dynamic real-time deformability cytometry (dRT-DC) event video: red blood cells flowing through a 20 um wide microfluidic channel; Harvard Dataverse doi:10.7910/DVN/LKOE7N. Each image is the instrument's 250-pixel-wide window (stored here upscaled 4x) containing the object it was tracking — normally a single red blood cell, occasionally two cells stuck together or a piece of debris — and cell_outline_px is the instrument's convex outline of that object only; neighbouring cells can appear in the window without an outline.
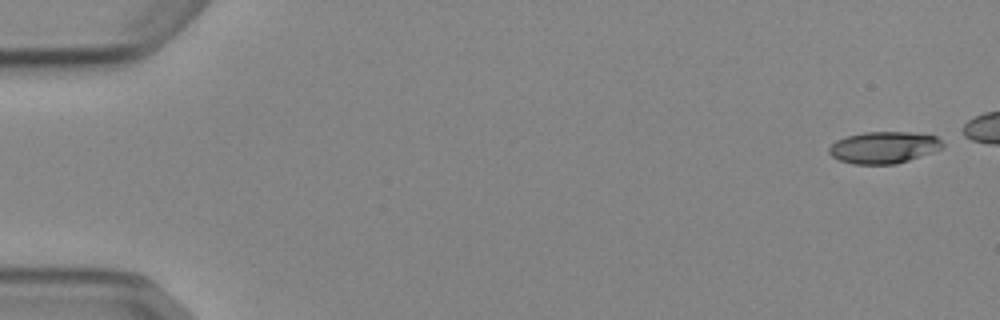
{"species": "Egyptian fruit bat (a non-hibernating species)", "species_latin": "Rousettus aegyptiacus", "temperature_condition": "cold", "stored_images_in_passage": 4, "camera_frame_rate_fps": 3000, "um_per_image_px": 0.085, "animal": {"sex": "female"}, "frame": {"image": 1, "passage_image": 1, "time_ms": 0.0, "image_size_px": [1000, 320], "cell_outline_px": [[944, 144], [940, 148], [908, 160], [896, 164], [852, 164], [840, 160], [832, 156], [828, 152], [828, 148], [836, 140], [844, 136], [864, 132], [912, 132], [936, 136]], "centroid_in_image_um": [75.06, 12.52], "position_along_channel_um": 9.9, "area_um2": 20.87}}